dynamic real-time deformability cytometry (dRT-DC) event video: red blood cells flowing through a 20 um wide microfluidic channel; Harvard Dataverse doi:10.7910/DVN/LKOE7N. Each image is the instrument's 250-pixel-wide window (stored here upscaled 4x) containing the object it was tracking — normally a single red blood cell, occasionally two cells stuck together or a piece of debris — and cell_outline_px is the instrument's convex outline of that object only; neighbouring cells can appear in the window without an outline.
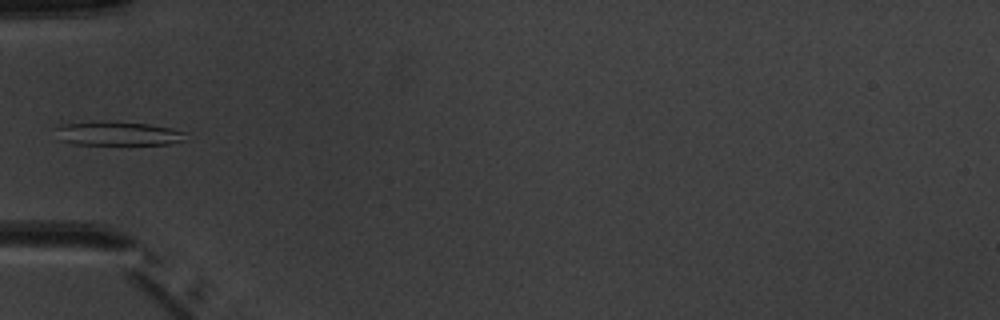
{"species": "common noctule bat (a hibernating species)", "species_latin": "Nyctalus noctula", "temperature_condition": "warm", "stored_images_in_passage": 3, "camera_frame_rate_fps": 3000, "um_per_image_px": 0.085, "animal": {"sex": "male", "body_mass_g": 20.1, "forearm_length_mm": 53.5}, "frame": {"image": 1, "passage_image": 3, "time_ms": 2.333, "image_size_px": [1000, 320], "cell_outline_px": [[184, 140], [168, 144], [76, 144], [56, 140], [52, 128], [60, 124], [100, 120], [108, 120], [148, 124], [168, 128], [184, 132]], "centroid_in_image_um": [9.82, 11.33], "position_along_channel_um": 75.2, "area_um2": 18.55}}